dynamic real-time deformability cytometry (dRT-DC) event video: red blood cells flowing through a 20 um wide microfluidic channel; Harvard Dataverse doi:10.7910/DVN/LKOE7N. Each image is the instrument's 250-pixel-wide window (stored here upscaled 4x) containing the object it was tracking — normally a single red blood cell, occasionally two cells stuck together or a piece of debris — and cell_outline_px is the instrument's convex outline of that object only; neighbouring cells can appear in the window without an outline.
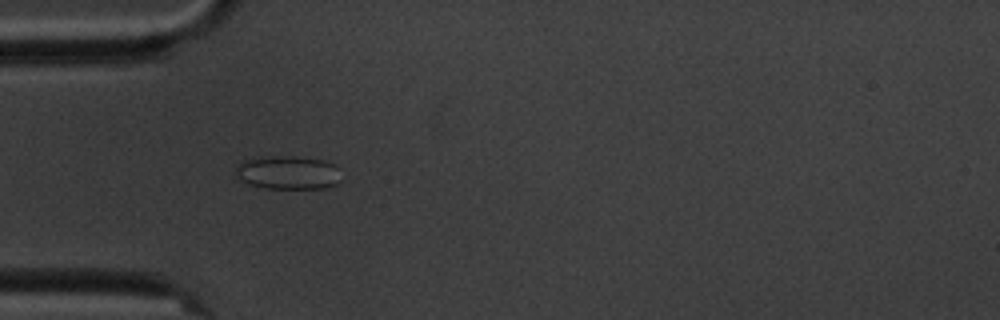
{"species": "common noctule bat (a hibernating species)", "species_latin": "Nyctalus noctula", "temperature_condition": "cold", "stored_images_in_passage": 5, "camera_frame_rate_fps": 3000, "um_per_image_px": 0.085, "animal": {"sex": "male", "body_mass_g": 20.1, "forearm_length_mm": 53.5}, "frame": {"image": 1, "passage_image": 4, "time_ms": 3.667, "image_size_px": [1000, 320], "cell_outline_px": [[340, 180], [336, 184], [324, 188], [268, 188], [244, 184], [236, 176], [236, 164], [244, 160], [256, 156], [292, 156], [324, 160], [332, 164], [336, 168]], "centroid_in_image_um": [24.39, 14.66], "position_along_channel_um": 60.6, "area_um2": 20.75}}
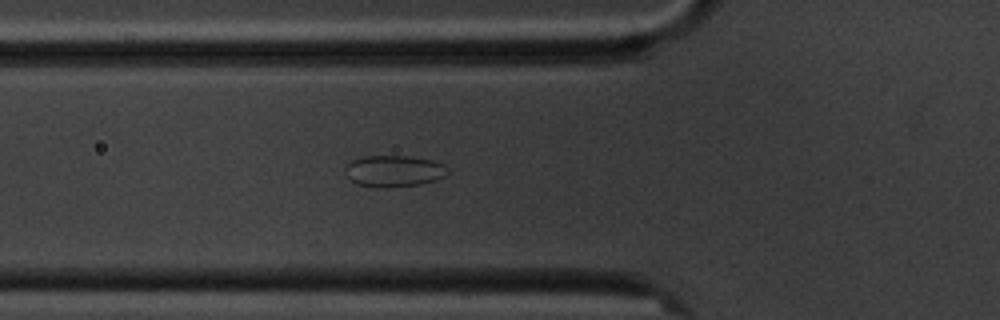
{"frame": {"image": 2, "passage_image": 5, "time_ms": 4.667, "image_size_px": [1000, 320], "cell_outline_px": [[448, 172], [444, 176], [436, 180], [420, 184], [384, 188], [376, 188], [356, 184], [344, 172], [344, 168], [352, 160], [364, 156], [404, 156], [432, 160], [444, 164], [448, 168]], "centroid_in_image_um": [33.47, 14.55], "position_along_channel_um": 92.3, "area_um2": 18.84}}